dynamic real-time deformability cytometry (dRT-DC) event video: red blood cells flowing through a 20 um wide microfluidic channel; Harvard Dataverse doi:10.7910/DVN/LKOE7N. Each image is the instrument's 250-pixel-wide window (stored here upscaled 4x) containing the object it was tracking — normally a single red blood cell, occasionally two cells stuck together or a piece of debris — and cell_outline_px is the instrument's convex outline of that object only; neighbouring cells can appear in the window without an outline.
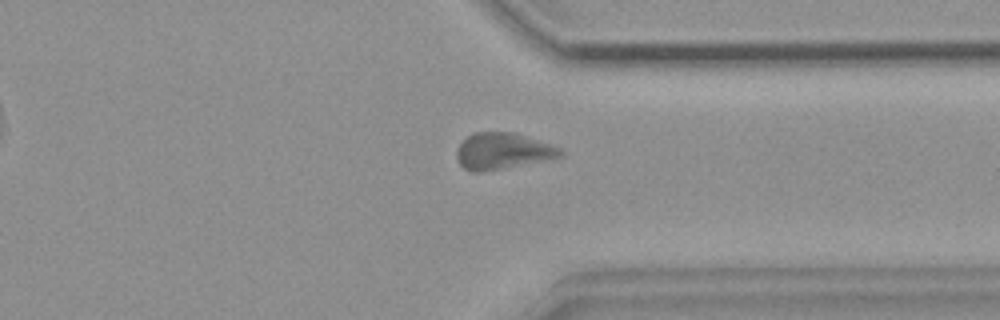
{"species": "common noctule bat (a hibernating species)", "species_latin": "Nyctalus noctula", "temperature_condition": "warm", "stored_images_in_passage": 10, "segment_of_instrument_passage": [2, 2], "camera_frame_rate_fps": 3000, "um_per_image_px": 0.085, "animal": {"sex": "female", "body_mass_g": 18.4}, "frame": {"image": 1, "passage_image": 10, "time_ms": 3.0, "image_size_px": [1000, 320], "cell_outline_px": [[564, 156], [552, 160], [480, 172], [472, 172], [464, 168], [460, 164], [456, 156], [456, 148], [468, 136], [476, 132], [516, 132], [564, 148]], "centroid_in_image_um": [42.81, 12.84], "position_along_channel_um": 368.6, "area_um2": 22.48}}